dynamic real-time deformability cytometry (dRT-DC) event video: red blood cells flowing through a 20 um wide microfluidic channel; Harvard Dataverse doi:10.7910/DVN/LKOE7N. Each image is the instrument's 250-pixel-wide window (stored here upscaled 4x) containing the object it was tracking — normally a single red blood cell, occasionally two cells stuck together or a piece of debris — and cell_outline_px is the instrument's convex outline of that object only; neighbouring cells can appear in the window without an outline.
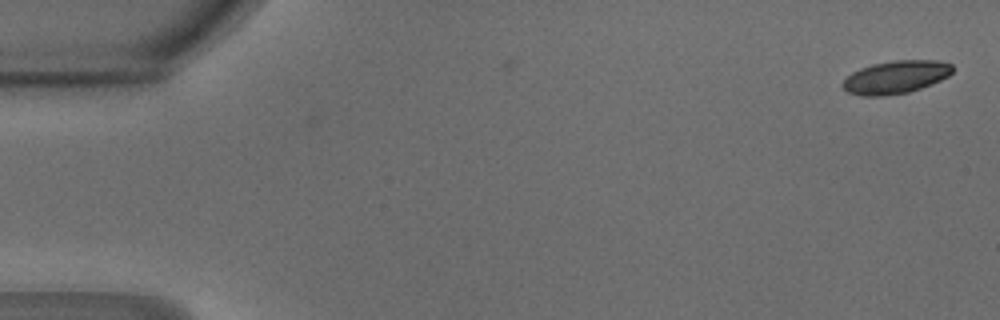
{"species": "common noctule bat (a hibernating species)", "species_latin": "Nyctalus noctula", "temperature_condition": "warm", "stored_images_in_passage": 4, "camera_frame_rate_fps": 3000, "um_per_image_px": 0.085, "animal": {"sex": "male", "body_mass_g": 18.8}, "frame": {"image": 1, "passage_image": 1, "time_ms": 0.0, "image_size_px": [1000, 320], "cell_outline_px": [[952, 72], [948, 76], [940, 80], [920, 88], [908, 92], [880, 96], [860, 96], [848, 92], [840, 84], [852, 72], [860, 68], [872, 64], [896, 60], [936, 60], [952, 64]], "centroid_in_image_um": [76.11, 6.55], "position_along_channel_um": 8.9, "area_um2": 20.92}}